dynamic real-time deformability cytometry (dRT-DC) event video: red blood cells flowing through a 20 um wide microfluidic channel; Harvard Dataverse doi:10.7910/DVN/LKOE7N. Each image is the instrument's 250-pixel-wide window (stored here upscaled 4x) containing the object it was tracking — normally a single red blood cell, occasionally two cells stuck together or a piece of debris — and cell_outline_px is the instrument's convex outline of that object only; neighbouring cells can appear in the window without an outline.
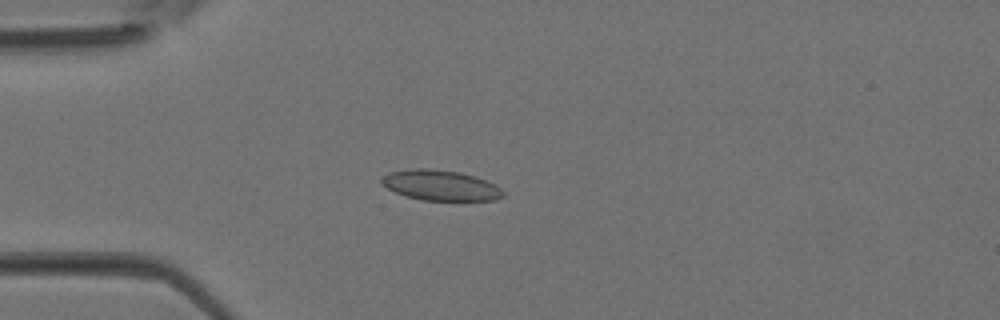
{"species": "Egyptian fruit bat (a non-hibernating species)", "species_latin": "Rousettus aegyptiacus", "temperature_condition": "room temperature", "stored_images_in_passage": 38, "camera_frame_rate_fps": 3000, "um_per_image_px": 0.085, "animal": {"sex": "female"}, "frame": {"image": 1, "passage_image": 10, "time_ms": 3.0, "image_size_px": [1000, 320], "cell_outline_px": [[504, 196], [492, 200], [424, 200], [404, 196], [388, 188], [380, 180], [384, 176], [392, 172], [416, 168], [424, 168], [460, 172], [476, 176], [500, 188], [504, 192]], "centroid_in_image_um": [37.46, 15.75], "position_along_channel_um": 47.5, "area_um2": 21.1}}
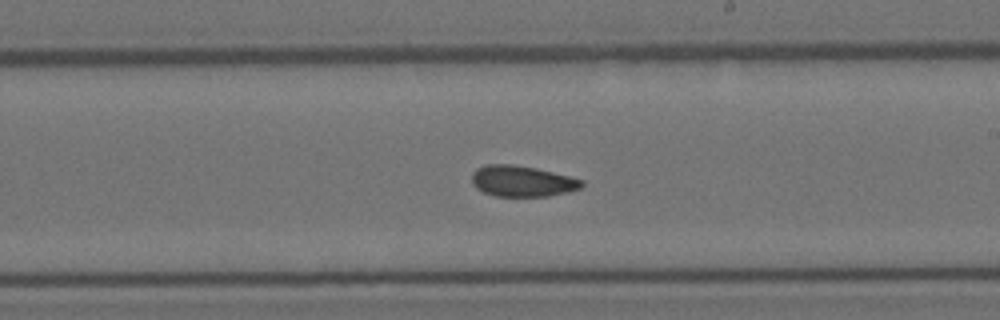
{"frame": {"image": 2, "passage_image": 22, "time_ms": 7.0, "image_size_px": [1000, 320], "cell_outline_px": [[584, 184], [580, 188], [568, 192], [548, 196], [496, 196], [484, 192], [476, 188], [472, 184], [472, 172], [476, 168], [484, 164], [512, 164], [536, 168], [584, 180]], "centroid_in_image_um": [44.36, 15.39], "position_along_channel_um": 244.6, "area_um2": 19.88}}
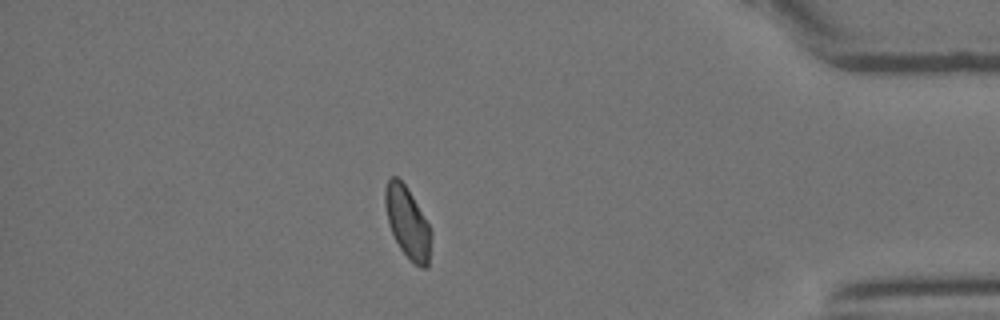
{"frame": {"image": 3, "passage_image": 33, "time_ms": 10.667, "image_size_px": [1000, 320], "cell_outline_px": [[432, 236], [428, 268], [420, 268], [400, 248], [388, 224], [384, 204], [384, 188], [388, 180], [392, 176], [396, 176], [404, 184], [412, 196], [428, 224], [432, 232]], "centroid_in_image_um": [34.63, 18.92], "position_along_channel_um": 400.6, "area_um2": 18.9}}